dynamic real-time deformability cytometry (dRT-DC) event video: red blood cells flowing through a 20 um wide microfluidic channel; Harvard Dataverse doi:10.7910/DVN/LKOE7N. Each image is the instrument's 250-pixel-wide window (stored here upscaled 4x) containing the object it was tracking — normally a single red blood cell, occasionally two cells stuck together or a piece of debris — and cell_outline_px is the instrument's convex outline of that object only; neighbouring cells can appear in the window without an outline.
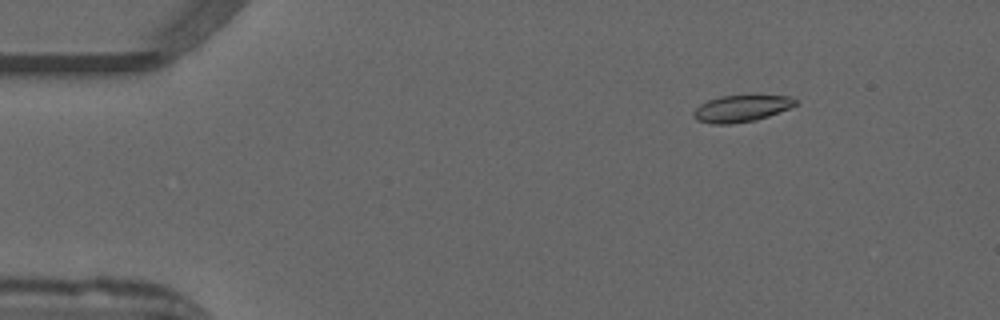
{"species": "common noctule bat (a hibernating species)", "species_latin": "Nyctalus noctula", "temperature_condition": "warm", "stored_images_in_passage": 47, "camera_frame_rate_fps": 3000, "um_per_image_px": 0.085, "animal": {"sex": "male", "forearm_length_mm": 52.5}, "frame": {"image": 1, "passage_image": 2, "time_ms": 0.333, "image_size_px": [1000, 320], "cell_outline_px": [[796, 104], [788, 108], [768, 116], [756, 120], [728, 124], [712, 124], [696, 120], [692, 112], [700, 104], [708, 100], [720, 96], [752, 92], [792, 96], [796, 100]], "centroid_in_image_um": [63.04, 9.15], "position_along_channel_um": 22.0, "area_um2": 16.65}}
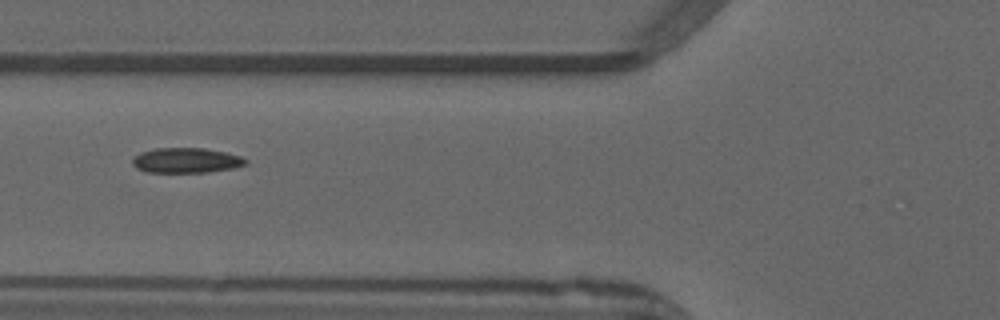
{"frame": {"image": 2, "passage_image": 15, "time_ms": 4.667, "image_size_px": [1000, 320], "cell_outline_px": [[248, 160], [244, 164], [232, 168], [208, 172], [148, 172], [136, 168], [132, 164], [132, 156], [140, 152], [152, 148], [204, 148], [224, 152], [240, 156]], "centroid_in_image_um": [15.75, 13.62], "position_along_channel_um": 110.0, "area_um2": 16.53}}
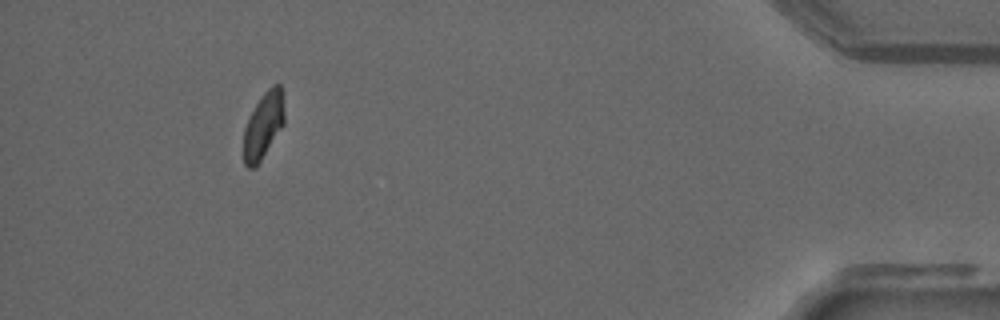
{"frame": {"image": 3, "passage_image": 43, "time_ms": 14.0, "image_size_px": [1000, 320], "cell_outline_px": [[284, 124], [256, 168], [248, 168], [244, 164], [244, 128], [260, 96], [272, 84], [280, 84], [284, 112]], "centroid_in_image_um": [22.38, 10.68], "position_along_channel_um": 412.8, "area_um2": 15.61}, "authors_computed_cell_mechanics": {"area_um2": 16.4152, "velocity_mm_per_s": 3.9446, "shape_relaxation_time_tau1_ms": 5.5713, "shape_relaxation_time_tau2_ms": 3.2208, "deformation_change_tau1": 0.1415, "deformation_change_tau2": 0.0396}}